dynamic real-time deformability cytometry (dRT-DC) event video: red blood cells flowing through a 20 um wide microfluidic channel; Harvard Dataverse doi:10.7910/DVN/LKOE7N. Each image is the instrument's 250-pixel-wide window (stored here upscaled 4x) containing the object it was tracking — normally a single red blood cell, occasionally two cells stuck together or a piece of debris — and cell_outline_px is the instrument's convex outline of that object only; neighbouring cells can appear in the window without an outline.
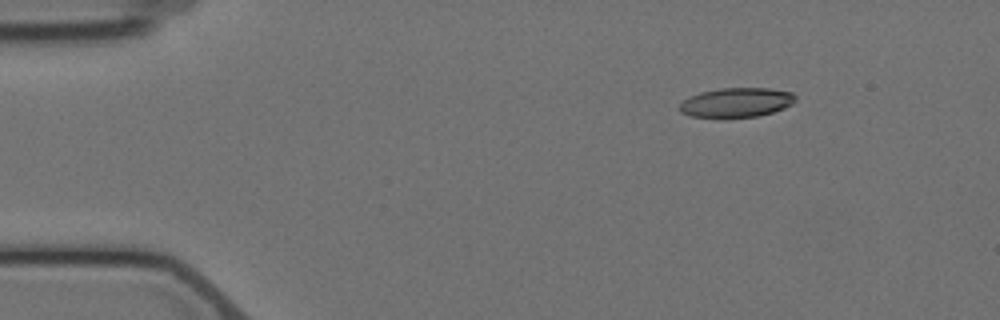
{"species": "Egyptian fruit bat (a non-hibernating species)", "species_latin": "Rousettus aegyptiacus", "temperature_condition": "cold", "stored_images_in_passage": 5, "camera_frame_rate_fps": 3000, "um_per_image_px": 0.085, "animal": {"sex": "female"}, "frame": {"image": 1, "passage_image": 3, "time_ms": 2.333, "image_size_px": [1000, 320], "cell_outline_px": [[796, 100], [792, 104], [784, 108], [772, 112], [756, 116], [724, 120], [716, 120], [692, 116], [680, 112], [680, 104], [688, 96], [700, 92], [720, 88], [768, 88], [792, 92], [796, 96]], "centroid_in_image_um": [62.56, 8.75], "position_along_channel_um": 22.4, "area_um2": 20.58}}